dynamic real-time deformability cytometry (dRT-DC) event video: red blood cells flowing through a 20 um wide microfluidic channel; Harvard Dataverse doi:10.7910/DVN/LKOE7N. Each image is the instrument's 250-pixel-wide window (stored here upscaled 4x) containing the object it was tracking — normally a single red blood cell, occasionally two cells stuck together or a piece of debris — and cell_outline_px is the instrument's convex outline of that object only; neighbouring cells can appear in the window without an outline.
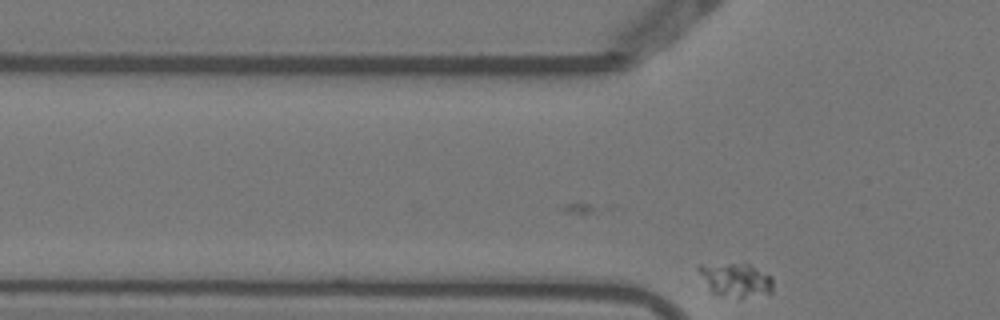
{"species": "Egyptian fruit bat (a non-hibernating species)", "species_latin": "Rousettus aegyptiacus", "temperature_condition": "warm", "stored_images_in_passage": 2, "camera_frame_rate_fps": 3000, "um_per_image_px": 0.085, "animal": {"sex": "female"}, "frame": {"image": 1, "passage_image": 2, "time_ms": 0.333, "image_size_px": [1000, 320], "cell_outline_px": [[772, 292], [744, 296], [740, 296], [712, 292], [696, 268], [700, 264], [748, 264], [772, 276]], "centroid_in_image_um": [62.54, 23.74], "position_along_channel_um": 63.3, "area_um2": 13.81}}